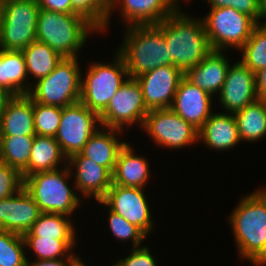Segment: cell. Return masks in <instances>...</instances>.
Returning <instances> with one entry per match:
<instances>
[{
	"instance_id": "obj_1",
	"label": "cell",
	"mask_w": 266,
	"mask_h": 266,
	"mask_svg": "<svg viewBox=\"0 0 266 266\" xmlns=\"http://www.w3.org/2000/svg\"><path fill=\"white\" fill-rule=\"evenodd\" d=\"M178 7L156 24L163 32L170 51V65L185 73L199 64L211 51L202 18L191 17Z\"/></svg>"
},
{
	"instance_id": "obj_2",
	"label": "cell",
	"mask_w": 266,
	"mask_h": 266,
	"mask_svg": "<svg viewBox=\"0 0 266 266\" xmlns=\"http://www.w3.org/2000/svg\"><path fill=\"white\" fill-rule=\"evenodd\" d=\"M238 254L255 266L266 264V199L255 190L229 215Z\"/></svg>"
},
{
	"instance_id": "obj_3",
	"label": "cell",
	"mask_w": 266,
	"mask_h": 266,
	"mask_svg": "<svg viewBox=\"0 0 266 266\" xmlns=\"http://www.w3.org/2000/svg\"><path fill=\"white\" fill-rule=\"evenodd\" d=\"M117 52L122 56L129 78L170 65V51L164 32L156 24L127 26Z\"/></svg>"
},
{
	"instance_id": "obj_4",
	"label": "cell",
	"mask_w": 266,
	"mask_h": 266,
	"mask_svg": "<svg viewBox=\"0 0 266 266\" xmlns=\"http://www.w3.org/2000/svg\"><path fill=\"white\" fill-rule=\"evenodd\" d=\"M99 30L80 14L39 10L36 40L49 45L62 57H78L89 33Z\"/></svg>"
},
{
	"instance_id": "obj_5",
	"label": "cell",
	"mask_w": 266,
	"mask_h": 266,
	"mask_svg": "<svg viewBox=\"0 0 266 266\" xmlns=\"http://www.w3.org/2000/svg\"><path fill=\"white\" fill-rule=\"evenodd\" d=\"M72 172L68 164L61 169L36 172L23 178V187L42 213L70 216L82 202L68 185Z\"/></svg>"
},
{
	"instance_id": "obj_6",
	"label": "cell",
	"mask_w": 266,
	"mask_h": 266,
	"mask_svg": "<svg viewBox=\"0 0 266 266\" xmlns=\"http://www.w3.org/2000/svg\"><path fill=\"white\" fill-rule=\"evenodd\" d=\"M78 57H63L55 69L31 86L28 96L37 103L67 107L80 101L81 69Z\"/></svg>"
},
{
	"instance_id": "obj_7",
	"label": "cell",
	"mask_w": 266,
	"mask_h": 266,
	"mask_svg": "<svg viewBox=\"0 0 266 266\" xmlns=\"http://www.w3.org/2000/svg\"><path fill=\"white\" fill-rule=\"evenodd\" d=\"M113 62H93L81 79L80 102L100 114L119 88L128 80V71L122 56L115 52Z\"/></svg>"
},
{
	"instance_id": "obj_8",
	"label": "cell",
	"mask_w": 266,
	"mask_h": 266,
	"mask_svg": "<svg viewBox=\"0 0 266 266\" xmlns=\"http://www.w3.org/2000/svg\"><path fill=\"white\" fill-rule=\"evenodd\" d=\"M212 50H240L251 36L256 22L232 7L210 9L202 19Z\"/></svg>"
},
{
	"instance_id": "obj_9",
	"label": "cell",
	"mask_w": 266,
	"mask_h": 266,
	"mask_svg": "<svg viewBox=\"0 0 266 266\" xmlns=\"http://www.w3.org/2000/svg\"><path fill=\"white\" fill-rule=\"evenodd\" d=\"M39 10L36 0L6 1L0 25V49L23 50L35 41Z\"/></svg>"
},
{
	"instance_id": "obj_10",
	"label": "cell",
	"mask_w": 266,
	"mask_h": 266,
	"mask_svg": "<svg viewBox=\"0 0 266 266\" xmlns=\"http://www.w3.org/2000/svg\"><path fill=\"white\" fill-rule=\"evenodd\" d=\"M100 128H102L100 115L79 101L62 108L55 139L69 159L72 155L80 153L89 138Z\"/></svg>"
},
{
	"instance_id": "obj_11",
	"label": "cell",
	"mask_w": 266,
	"mask_h": 266,
	"mask_svg": "<svg viewBox=\"0 0 266 266\" xmlns=\"http://www.w3.org/2000/svg\"><path fill=\"white\" fill-rule=\"evenodd\" d=\"M149 111L141 85L136 79L128 78L99 115L102 127L122 131L124 126L132 127L135 123L142 128Z\"/></svg>"
},
{
	"instance_id": "obj_12",
	"label": "cell",
	"mask_w": 266,
	"mask_h": 266,
	"mask_svg": "<svg viewBox=\"0 0 266 266\" xmlns=\"http://www.w3.org/2000/svg\"><path fill=\"white\" fill-rule=\"evenodd\" d=\"M142 129L163 148L180 149L198 141L199 130L171 108L150 110Z\"/></svg>"
},
{
	"instance_id": "obj_13",
	"label": "cell",
	"mask_w": 266,
	"mask_h": 266,
	"mask_svg": "<svg viewBox=\"0 0 266 266\" xmlns=\"http://www.w3.org/2000/svg\"><path fill=\"white\" fill-rule=\"evenodd\" d=\"M96 202L136 225L147 236L151 233L154 223L144 188L112 184L104 198Z\"/></svg>"
},
{
	"instance_id": "obj_14",
	"label": "cell",
	"mask_w": 266,
	"mask_h": 266,
	"mask_svg": "<svg viewBox=\"0 0 266 266\" xmlns=\"http://www.w3.org/2000/svg\"><path fill=\"white\" fill-rule=\"evenodd\" d=\"M184 73L174 65H163L135 79L141 85L149 110L170 108Z\"/></svg>"
},
{
	"instance_id": "obj_15",
	"label": "cell",
	"mask_w": 266,
	"mask_h": 266,
	"mask_svg": "<svg viewBox=\"0 0 266 266\" xmlns=\"http://www.w3.org/2000/svg\"><path fill=\"white\" fill-rule=\"evenodd\" d=\"M177 2V0H108L107 20L99 33L108 29L112 17L110 15L117 6L125 26L148 25L165 20L179 7Z\"/></svg>"
},
{
	"instance_id": "obj_16",
	"label": "cell",
	"mask_w": 266,
	"mask_h": 266,
	"mask_svg": "<svg viewBox=\"0 0 266 266\" xmlns=\"http://www.w3.org/2000/svg\"><path fill=\"white\" fill-rule=\"evenodd\" d=\"M218 96L221 107L228 113L241 111L258 99L255 73L241 61L230 65Z\"/></svg>"
},
{
	"instance_id": "obj_17",
	"label": "cell",
	"mask_w": 266,
	"mask_h": 266,
	"mask_svg": "<svg viewBox=\"0 0 266 266\" xmlns=\"http://www.w3.org/2000/svg\"><path fill=\"white\" fill-rule=\"evenodd\" d=\"M212 100L210 94L183 76L170 108L199 130L213 113Z\"/></svg>"
},
{
	"instance_id": "obj_18",
	"label": "cell",
	"mask_w": 266,
	"mask_h": 266,
	"mask_svg": "<svg viewBox=\"0 0 266 266\" xmlns=\"http://www.w3.org/2000/svg\"><path fill=\"white\" fill-rule=\"evenodd\" d=\"M41 214L39 206L23 187L16 194L0 200V230L23 236Z\"/></svg>"
},
{
	"instance_id": "obj_19",
	"label": "cell",
	"mask_w": 266,
	"mask_h": 266,
	"mask_svg": "<svg viewBox=\"0 0 266 266\" xmlns=\"http://www.w3.org/2000/svg\"><path fill=\"white\" fill-rule=\"evenodd\" d=\"M68 166L75 169L72 189L74 187L85 198L93 196L96 201H101L112 186V173L81 153L72 155L68 159Z\"/></svg>"
},
{
	"instance_id": "obj_20",
	"label": "cell",
	"mask_w": 266,
	"mask_h": 266,
	"mask_svg": "<svg viewBox=\"0 0 266 266\" xmlns=\"http://www.w3.org/2000/svg\"><path fill=\"white\" fill-rule=\"evenodd\" d=\"M225 51L212 50L199 64L189 68L184 76L193 84L213 95L220 93L230 64Z\"/></svg>"
},
{
	"instance_id": "obj_21",
	"label": "cell",
	"mask_w": 266,
	"mask_h": 266,
	"mask_svg": "<svg viewBox=\"0 0 266 266\" xmlns=\"http://www.w3.org/2000/svg\"><path fill=\"white\" fill-rule=\"evenodd\" d=\"M198 141L209 149L225 151L239 145L237 123L233 114L212 113L198 132Z\"/></svg>"
},
{
	"instance_id": "obj_22",
	"label": "cell",
	"mask_w": 266,
	"mask_h": 266,
	"mask_svg": "<svg viewBox=\"0 0 266 266\" xmlns=\"http://www.w3.org/2000/svg\"><path fill=\"white\" fill-rule=\"evenodd\" d=\"M135 152L130 143H126L119 151L112 173V184L145 188L150 177V164L147 158L135 155Z\"/></svg>"
},
{
	"instance_id": "obj_23",
	"label": "cell",
	"mask_w": 266,
	"mask_h": 266,
	"mask_svg": "<svg viewBox=\"0 0 266 266\" xmlns=\"http://www.w3.org/2000/svg\"><path fill=\"white\" fill-rule=\"evenodd\" d=\"M35 137L33 100L28 95L14 96L0 119V136Z\"/></svg>"
},
{
	"instance_id": "obj_24",
	"label": "cell",
	"mask_w": 266,
	"mask_h": 266,
	"mask_svg": "<svg viewBox=\"0 0 266 266\" xmlns=\"http://www.w3.org/2000/svg\"><path fill=\"white\" fill-rule=\"evenodd\" d=\"M121 133L118 129L102 127L89 138L80 153L113 173L118 153L127 143L119 140Z\"/></svg>"
},
{
	"instance_id": "obj_25",
	"label": "cell",
	"mask_w": 266,
	"mask_h": 266,
	"mask_svg": "<svg viewBox=\"0 0 266 266\" xmlns=\"http://www.w3.org/2000/svg\"><path fill=\"white\" fill-rule=\"evenodd\" d=\"M28 76L22 50L0 49V86L14 96L28 95L33 84H28Z\"/></svg>"
},
{
	"instance_id": "obj_26",
	"label": "cell",
	"mask_w": 266,
	"mask_h": 266,
	"mask_svg": "<svg viewBox=\"0 0 266 266\" xmlns=\"http://www.w3.org/2000/svg\"><path fill=\"white\" fill-rule=\"evenodd\" d=\"M62 162L67 165L68 158L64 155L55 137L36 135L28 166L21 172L22 178L36 172L56 170Z\"/></svg>"
},
{
	"instance_id": "obj_27",
	"label": "cell",
	"mask_w": 266,
	"mask_h": 266,
	"mask_svg": "<svg viewBox=\"0 0 266 266\" xmlns=\"http://www.w3.org/2000/svg\"><path fill=\"white\" fill-rule=\"evenodd\" d=\"M240 141L254 142L266 137V102L257 99L233 114Z\"/></svg>"
},
{
	"instance_id": "obj_28",
	"label": "cell",
	"mask_w": 266,
	"mask_h": 266,
	"mask_svg": "<svg viewBox=\"0 0 266 266\" xmlns=\"http://www.w3.org/2000/svg\"><path fill=\"white\" fill-rule=\"evenodd\" d=\"M75 230L76 228L70 216L57 213H42L23 237L76 240Z\"/></svg>"
},
{
	"instance_id": "obj_29",
	"label": "cell",
	"mask_w": 266,
	"mask_h": 266,
	"mask_svg": "<svg viewBox=\"0 0 266 266\" xmlns=\"http://www.w3.org/2000/svg\"><path fill=\"white\" fill-rule=\"evenodd\" d=\"M22 52L25 57L27 73L33 75L32 78L36 79L34 82L49 75L63 58L49 45L37 40L24 48Z\"/></svg>"
},
{
	"instance_id": "obj_30",
	"label": "cell",
	"mask_w": 266,
	"mask_h": 266,
	"mask_svg": "<svg viewBox=\"0 0 266 266\" xmlns=\"http://www.w3.org/2000/svg\"><path fill=\"white\" fill-rule=\"evenodd\" d=\"M35 137L0 136V161L20 173L28 166Z\"/></svg>"
},
{
	"instance_id": "obj_31",
	"label": "cell",
	"mask_w": 266,
	"mask_h": 266,
	"mask_svg": "<svg viewBox=\"0 0 266 266\" xmlns=\"http://www.w3.org/2000/svg\"><path fill=\"white\" fill-rule=\"evenodd\" d=\"M25 247L36 255V260H53L59 258H80L72 250L77 240H59L40 237H23ZM67 255V256H66Z\"/></svg>"
},
{
	"instance_id": "obj_32",
	"label": "cell",
	"mask_w": 266,
	"mask_h": 266,
	"mask_svg": "<svg viewBox=\"0 0 266 266\" xmlns=\"http://www.w3.org/2000/svg\"><path fill=\"white\" fill-rule=\"evenodd\" d=\"M242 60L246 67L254 73L266 67V29L256 25L250 38L240 49Z\"/></svg>"
},
{
	"instance_id": "obj_33",
	"label": "cell",
	"mask_w": 266,
	"mask_h": 266,
	"mask_svg": "<svg viewBox=\"0 0 266 266\" xmlns=\"http://www.w3.org/2000/svg\"><path fill=\"white\" fill-rule=\"evenodd\" d=\"M22 235L0 230V266H27Z\"/></svg>"
},
{
	"instance_id": "obj_34",
	"label": "cell",
	"mask_w": 266,
	"mask_h": 266,
	"mask_svg": "<svg viewBox=\"0 0 266 266\" xmlns=\"http://www.w3.org/2000/svg\"><path fill=\"white\" fill-rule=\"evenodd\" d=\"M34 130L38 136L55 137L62 115V108L33 101Z\"/></svg>"
},
{
	"instance_id": "obj_35",
	"label": "cell",
	"mask_w": 266,
	"mask_h": 266,
	"mask_svg": "<svg viewBox=\"0 0 266 266\" xmlns=\"http://www.w3.org/2000/svg\"><path fill=\"white\" fill-rule=\"evenodd\" d=\"M72 14H80L99 31L107 20L108 0H71Z\"/></svg>"
},
{
	"instance_id": "obj_36",
	"label": "cell",
	"mask_w": 266,
	"mask_h": 266,
	"mask_svg": "<svg viewBox=\"0 0 266 266\" xmlns=\"http://www.w3.org/2000/svg\"><path fill=\"white\" fill-rule=\"evenodd\" d=\"M108 223L113 236L122 241L131 240L132 248H137L142 244L147 235L136 225L129 223L119 214L108 209Z\"/></svg>"
},
{
	"instance_id": "obj_37",
	"label": "cell",
	"mask_w": 266,
	"mask_h": 266,
	"mask_svg": "<svg viewBox=\"0 0 266 266\" xmlns=\"http://www.w3.org/2000/svg\"><path fill=\"white\" fill-rule=\"evenodd\" d=\"M23 188L21 173L0 161V200L16 194Z\"/></svg>"
},
{
	"instance_id": "obj_38",
	"label": "cell",
	"mask_w": 266,
	"mask_h": 266,
	"mask_svg": "<svg viewBox=\"0 0 266 266\" xmlns=\"http://www.w3.org/2000/svg\"><path fill=\"white\" fill-rule=\"evenodd\" d=\"M210 9L232 7L237 11L250 16L255 22L259 17V0H206Z\"/></svg>"
},
{
	"instance_id": "obj_39",
	"label": "cell",
	"mask_w": 266,
	"mask_h": 266,
	"mask_svg": "<svg viewBox=\"0 0 266 266\" xmlns=\"http://www.w3.org/2000/svg\"><path fill=\"white\" fill-rule=\"evenodd\" d=\"M155 256L151 254L148 246L133 248L125 258H120L112 266H157Z\"/></svg>"
},
{
	"instance_id": "obj_40",
	"label": "cell",
	"mask_w": 266,
	"mask_h": 266,
	"mask_svg": "<svg viewBox=\"0 0 266 266\" xmlns=\"http://www.w3.org/2000/svg\"><path fill=\"white\" fill-rule=\"evenodd\" d=\"M39 7L59 13L72 14L71 0H36Z\"/></svg>"
},
{
	"instance_id": "obj_41",
	"label": "cell",
	"mask_w": 266,
	"mask_h": 266,
	"mask_svg": "<svg viewBox=\"0 0 266 266\" xmlns=\"http://www.w3.org/2000/svg\"><path fill=\"white\" fill-rule=\"evenodd\" d=\"M80 258H59L53 260H34L30 263L27 261V266H79Z\"/></svg>"
},
{
	"instance_id": "obj_42",
	"label": "cell",
	"mask_w": 266,
	"mask_h": 266,
	"mask_svg": "<svg viewBox=\"0 0 266 266\" xmlns=\"http://www.w3.org/2000/svg\"><path fill=\"white\" fill-rule=\"evenodd\" d=\"M258 99L266 102V67L255 73Z\"/></svg>"
},
{
	"instance_id": "obj_43",
	"label": "cell",
	"mask_w": 266,
	"mask_h": 266,
	"mask_svg": "<svg viewBox=\"0 0 266 266\" xmlns=\"http://www.w3.org/2000/svg\"><path fill=\"white\" fill-rule=\"evenodd\" d=\"M13 97L14 95L10 91L0 86V119L4 110L6 109L7 104Z\"/></svg>"
},
{
	"instance_id": "obj_44",
	"label": "cell",
	"mask_w": 266,
	"mask_h": 266,
	"mask_svg": "<svg viewBox=\"0 0 266 266\" xmlns=\"http://www.w3.org/2000/svg\"><path fill=\"white\" fill-rule=\"evenodd\" d=\"M262 18L266 20V0H259V17L256 22V25L266 29V21L263 23ZM260 20H262V24L260 23Z\"/></svg>"
},
{
	"instance_id": "obj_45",
	"label": "cell",
	"mask_w": 266,
	"mask_h": 266,
	"mask_svg": "<svg viewBox=\"0 0 266 266\" xmlns=\"http://www.w3.org/2000/svg\"><path fill=\"white\" fill-rule=\"evenodd\" d=\"M4 7H5V1L0 0V25L3 19V14H4Z\"/></svg>"
},
{
	"instance_id": "obj_46",
	"label": "cell",
	"mask_w": 266,
	"mask_h": 266,
	"mask_svg": "<svg viewBox=\"0 0 266 266\" xmlns=\"http://www.w3.org/2000/svg\"><path fill=\"white\" fill-rule=\"evenodd\" d=\"M257 191L266 199V188H264V189H257Z\"/></svg>"
},
{
	"instance_id": "obj_47",
	"label": "cell",
	"mask_w": 266,
	"mask_h": 266,
	"mask_svg": "<svg viewBox=\"0 0 266 266\" xmlns=\"http://www.w3.org/2000/svg\"><path fill=\"white\" fill-rule=\"evenodd\" d=\"M79 266H87L84 262H81Z\"/></svg>"
}]
</instances>
